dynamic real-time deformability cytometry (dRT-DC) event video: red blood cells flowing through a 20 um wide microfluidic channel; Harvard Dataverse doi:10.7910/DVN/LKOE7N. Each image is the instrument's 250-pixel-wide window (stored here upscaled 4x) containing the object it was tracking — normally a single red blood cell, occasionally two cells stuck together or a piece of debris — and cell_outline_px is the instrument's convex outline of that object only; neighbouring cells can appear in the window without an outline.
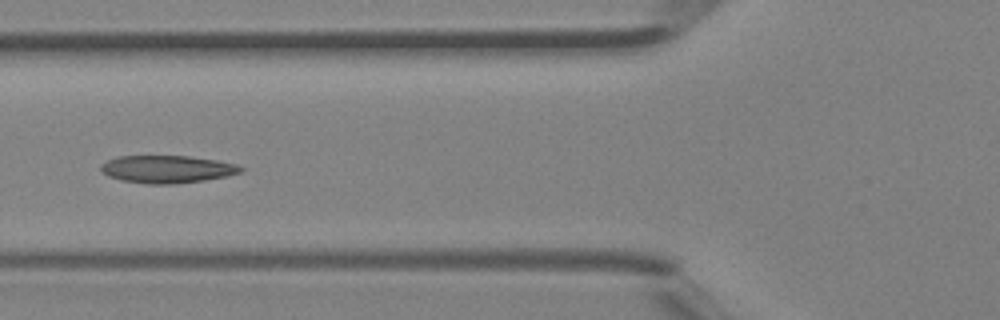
{"species": "Egyptian fruit bat (a non-hibernating species)", "species_latin": "Rousettus aegyptiacus", "temperature_condition": "room temperature", "stored_images_in_passage": 13, "camera_frame_rate_fps": 3000, "um_per_image_px": 0.085, "animal": {"sex": "female"}, "frame": {"image": 1, "passage_image": 6, "time_ms": 1.667, "image_size_px": [1000, 320], "cell_outline_px": [[244, 172], [228, 176], [204, 180], [172, 184], [148, 184], [120, 180], [108, 176], [100, 172], [100, 164], [116, 156], [188, 156], [216, 160], [236, 164], [244, 168]], "centroid_in_image_um": [14.19, 14.38], "position_along_channel_um": 111.6, "area_um2": 22.66}}
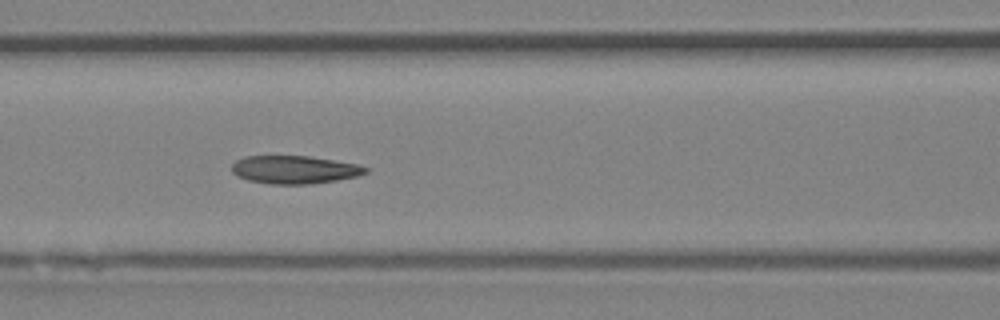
{"frame": {"image": 2, "passage_image": 8, "time_ms": 2.333, "image_size_px": [1000, 320], "cell_outline_px": [[368, 172], [356, 176], [336, 180], [308, 184], [268, 184], [248, 180], [236, 176], [232, 172], [232, 164], [236, 160], [244, 156], [308, 156], [356, 164], [368, 168]], "centroid_in_image_um": [24.98, 14.42], "position_along_channel_um": 141.6, "area_um2": 21.73}}
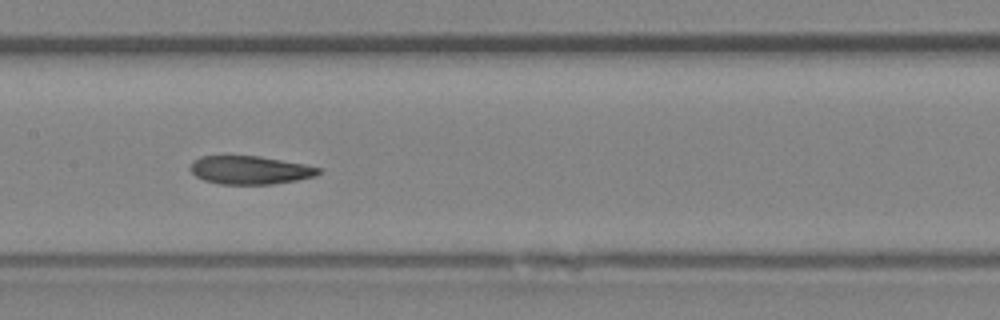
{"frame": {"image": 3, "passage_image": 11, "time_ms": 3.333, "image_size_px": [1000, 320], "cell_outline_px": [[320, 172], [316, 176], [296, 180], [272, 184], [220, 184], [204, 180], [196, 176], [188, 168], [192, 160], [200, 156], [260, 156], [304, 164], [320, 168]], "centroid_in_image_um": [21.21, 14.45], "position_along_channel_um": 186.2, "area_um2": 21.15}}